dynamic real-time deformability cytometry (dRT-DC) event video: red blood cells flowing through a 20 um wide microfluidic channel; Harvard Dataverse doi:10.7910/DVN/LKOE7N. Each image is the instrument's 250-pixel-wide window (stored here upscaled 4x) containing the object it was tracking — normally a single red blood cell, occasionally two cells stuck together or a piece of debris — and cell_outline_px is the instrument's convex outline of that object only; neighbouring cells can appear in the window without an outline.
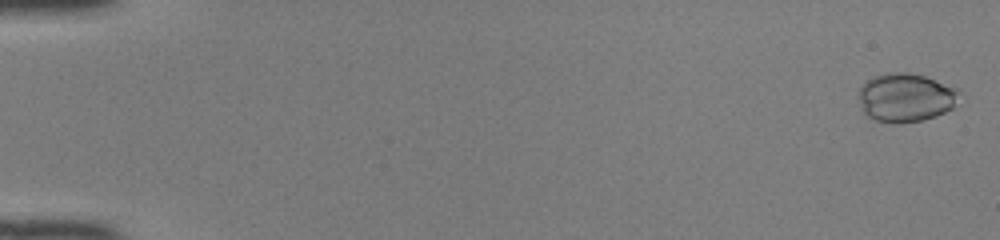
{"species": "common noctule bat (a hibernating species)", "species_latin": "Nyctalus noctula", "temperature_condition": "room temperature", "stored_images_in_passage": 51, "camera_frame_rate_fps": 3000, "um_per_image_px": 0.085, "animal": {"sex": "female", "body_mass_g": 22.0, "forearm_length_mm": 56.7}, "frame": {"image": 1, "passage_image": 2, "time_ms": 0.333, "image_size_px": [1000, 240], "cell_outline_px": [[960, 92], [952, 108], [936, 116], [920, 120], [900, 124], [896, 124], [876, 120], [868, 116], [864, 112], [860, 100], [860, 88], [872, 76], [888, 72], [912, 72], [924, 76], [956, 88]], "centroid_in_image_um": [76.98, 8.28], "position_along_channel_um": 8.0, "area_um2": 28.26}}
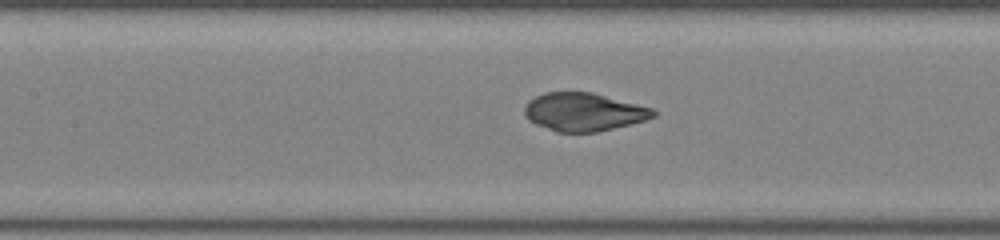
{"frame": {"image": 2, "passage_image": 25, "time_ms": 8.0, "image_size_px": [1000, 240], "cell_outline_px": [[656, 116], [644, 120], [596, 132], [556, 132], [536, 124], [528, 120], [524, 112], [524, 104], [528, 100], [544, 92], [592, 92], [652, 108], [656, 112]], "centroid_in_image_um": [49.57, 9.51], "position_along_channel_um": 157.8, "area_um2": 28.5}}
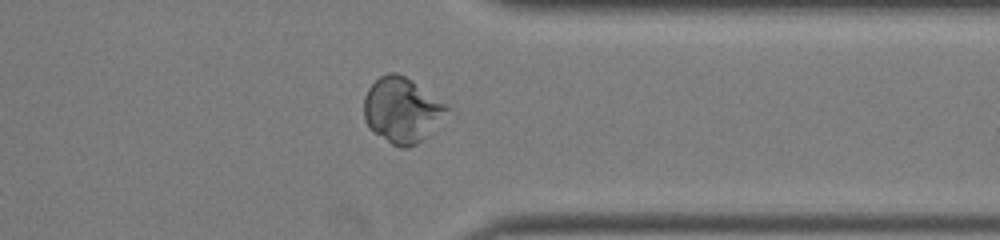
{"frame": {"image": 3, "passage_image": 41, "time_ms": 13.333, "image_size_px": [1000, 240], "cell_outline_px": [[456, 116], [416, 144], [408, 148], [400, 148], [392, 144], [372, 132], [368, 128], [364, 120], [364, 96], [368, 88], [380, 76], [388, 72], [396, 72], [412, 80], [448, 104], [452, 108]], "centroid_in_image_um": [34.29, 9.39], "position_along_channel_um": 377.1, "area_um2": 33.06}, "authors_computed_cell_mechanics": {"area_um2": 29.478, "velocity_mm_per_s": 4.151, "shape_relaxation_time_tau1_ms": 5.5681, "shape_relaxation_time_tau2_ms": null, "deformation_change_tau1": 0.1672, "deformation_change_tau2": null}}